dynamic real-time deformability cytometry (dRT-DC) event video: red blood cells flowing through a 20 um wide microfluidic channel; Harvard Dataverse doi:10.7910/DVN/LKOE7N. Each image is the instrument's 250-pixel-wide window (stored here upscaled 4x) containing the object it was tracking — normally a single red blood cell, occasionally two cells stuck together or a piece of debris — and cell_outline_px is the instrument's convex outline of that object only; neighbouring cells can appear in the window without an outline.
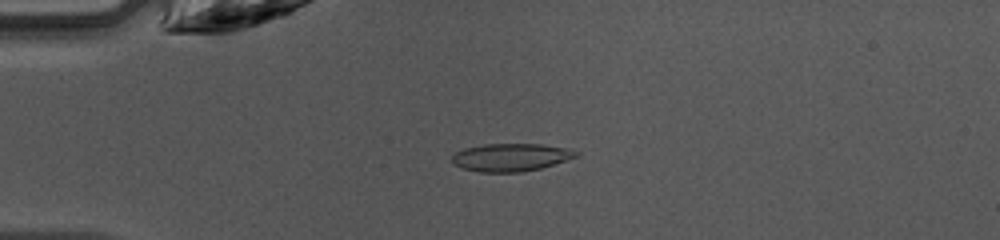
{"species": "common noctule bat (a hibernating species)", "species_latin": "Nyctalus noctula", "temperature_condition": "warm", "stored_images_in_passage": 46, "camera_frame_rate_fps": 3000, "um_per_image_px": 0.085, "animal": {"sex": "female", "body_mass_g": 10.0, "forearm_length_mm": 53.1}, "frame": {"image": 1, "passage_image": 11, "time_ms": 3.333, "image_size_px": [1000, 240], "cell_outline_px": [[580, 156], [540, 168], [520, 172], [480, 172], [464, 168], [452, 164], [452, 156], [456, 152], [464, 148], [484, 144], [540, 144], [568, 148], [580, 152]], "centroid_in_image_um": [43.44, 13.36], "position_along_channel_um": 41.6, "area_um2": 20.11}}
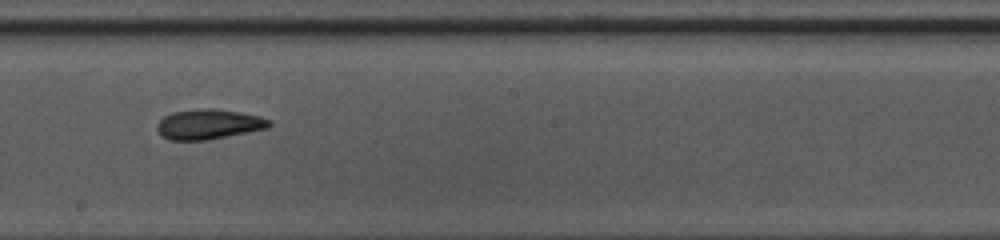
{"frame": {"image": 2, "passage_image": 26, "time_ms": 8.333, "image_size_px": [1000, 240], "cell_outline_px": [[272, 124], [268, 128], [208, 140], [172, 140], [160, 136], [156, 128], [156, 124], [164, 116], [172, 112], [208, 108], [216, 108], [240, 112], [260, 116], [272, 120]], "centroid_in_image_um": [17.74, 10.56], "position_along_channel_um": 230.5, "area_um2": 19.77}}
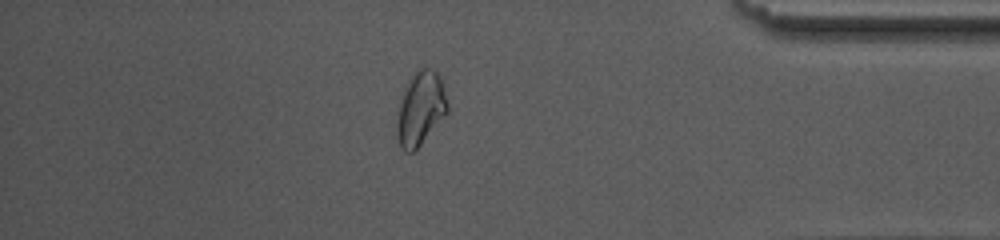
{"frame": {"image": 3, "passage_image": 40, "time_ms": 13.0, "image_size_px": [1000, 240], "cell_outline_px": [[448, 112], [420, 144], [412, 152], [404, 152], [400, 148], [396, 136], [396, 116], [400, 96], [404, 84], [416, 68], [432, 68], [440, 76], [448, 104]], "centroid_in_image_um": [35.69, 9.19], "position_along_channel_um": 399.5, "area_um2": 22.2}, "authors_computed_cell_mechanics": {"area_um2": 19.8543, "velocity_mm_per_s": 4.2235, "shape_relaxation_time_tau1_ms": 6.066, "shape_relaxation_time_tau2_ms": 4.2727, "deformation_change_tau1": 0.1094, "deformation_change_tau2": 0.0959}}